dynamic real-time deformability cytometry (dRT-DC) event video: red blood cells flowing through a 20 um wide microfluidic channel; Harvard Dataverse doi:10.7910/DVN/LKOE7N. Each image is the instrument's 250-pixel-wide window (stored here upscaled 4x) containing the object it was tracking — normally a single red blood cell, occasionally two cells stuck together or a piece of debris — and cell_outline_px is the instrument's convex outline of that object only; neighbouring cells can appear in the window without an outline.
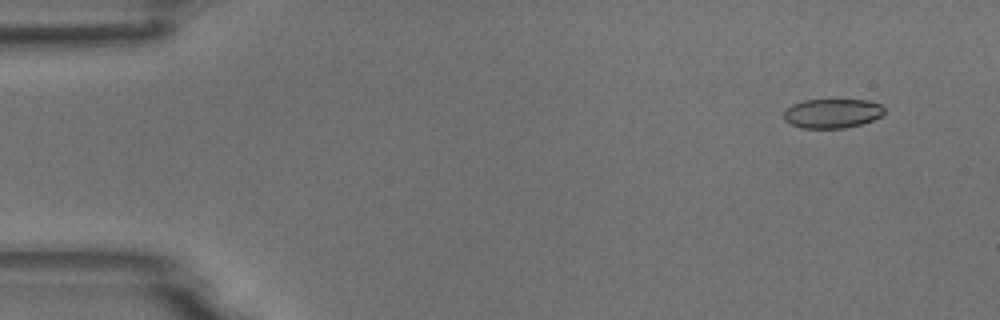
{"species": "common noctule bat (a hibernating species)", "species_latin": "Nyctalus noctula", "temperature_condition": "room temperature", "stored_images_in_passage": 4, "camera_frame_rate_fps": 3000, "um_per_image_px": 0.085, "animal": {"sex": "male", "body_mass_g": 18.8}, "frame": {"image": 1, "passage_image": 1, "time_ms": 0.0, "image_size_px": [1000, 320], "cell_outline_px": [[884, 112], [880, 116], [872, 120], [860, 124], [844, 128], [800, 128], [788, 124], [784, 120], [784, 112], [792, 104], [804, 100], [868, 100], [880, 104], [884, 108]], "centroid_in_image_um": [70.7, 9.64], "position_along_channel_um": 14.3, "area_um2": 17.17}}